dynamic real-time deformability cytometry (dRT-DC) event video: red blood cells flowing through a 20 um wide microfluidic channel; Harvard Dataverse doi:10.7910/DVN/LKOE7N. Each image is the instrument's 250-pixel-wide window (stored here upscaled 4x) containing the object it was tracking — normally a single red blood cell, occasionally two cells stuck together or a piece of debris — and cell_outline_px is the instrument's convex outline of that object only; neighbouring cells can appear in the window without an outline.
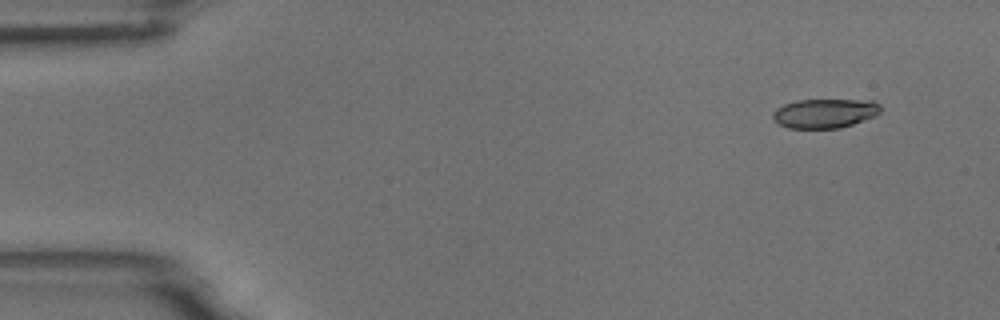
{"species": "common noctule bat (a hibernating species)", "species_latin": "Nyctalus noctula", "temperature_condition": "room temperature", "stored_images_in_passage": 50, "camera_frame_rate_fps": 3000, "um_per_image_px": 0.085, "animal": {"sex": "male", "body_mass_g": 18.8}, "frame": {"image": 1, "passage_image": 1, "time_ms": 0.0, "image_size_px": [1000, 320], "cell_outline_px": [[880, 112], [876, 116], [840, 128], [788, 128], [772, 120], [772, 112], [776, 108], [784, 104], [796, 100], [872, 100], [880, 104]], "centroid_in_image_um": [70.09, 9.63], "position_along_channel_um": 14.9, "area_um2": 18.5}}
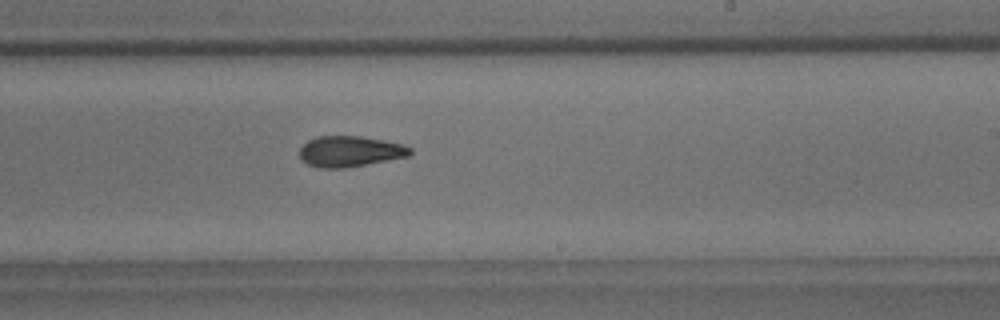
{"frame": {"image": 2, "passage_image": 29, "time_ms": 9.333, "image_size_px": [1000, 320], "cell_outline_px": [[412, 152], [408, 156], [388, 160], [344, 168], [320, 168], [308, 164], [300, 160], [300, 148], [308, 140], [316, 136], [360, 136], [384, 140], [404, 144], [412, 148]], "centroid_in_image_um": [29.74, 12.86], "position_along_channel_um": 259.3, "area_um2": 19.88}}
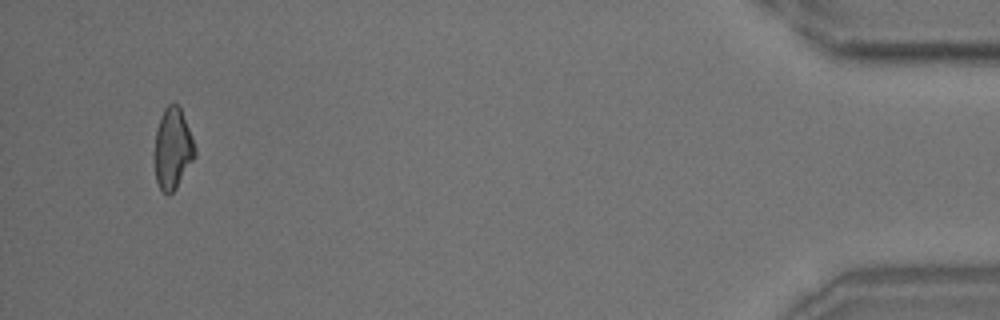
{"frame": {"image": 3, "passage_image": 48, "time_ms": 15.667, "image_size_px": [1000, 320], "cell_outline_px": [[196, 156], [176, 188], [168, 196], [160, 188], [156, 180], [152, 152], [156, 128], [160, 116], [164, 108], [168, 104], [176, 104], [180, 108], [192, 136], [196, 148]], "centroid_in_image_um": [14.64, 12.64], "position_along_channel_um": 420.6, "area_um2": 19.54}, "authors_computed_cell_mechanics": {"area_um2": 19.7965, "velocity_mm_per_s": 3.7592, "shape_relaxation_time_tau1_ms": 5.5603, "shape_relaxation_time_tau2_ms": 3.6118, "deformation_change_tau1": 0.1382, "deformation_change_tau2": 0.1038}}